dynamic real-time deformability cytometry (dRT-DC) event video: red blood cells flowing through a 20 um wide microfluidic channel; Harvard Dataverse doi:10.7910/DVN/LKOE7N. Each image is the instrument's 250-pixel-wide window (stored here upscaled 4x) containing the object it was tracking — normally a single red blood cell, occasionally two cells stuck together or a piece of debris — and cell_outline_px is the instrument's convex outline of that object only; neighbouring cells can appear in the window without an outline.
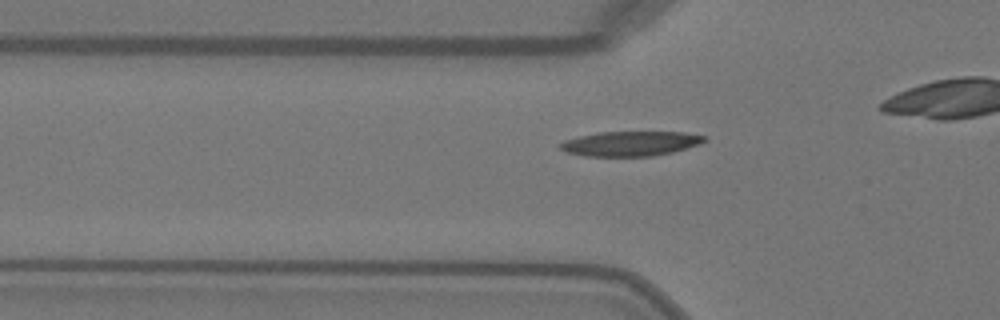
{"species": "Egyptian fruit bat (a non-hibernating species)", "species_latin": "Rousettus aegyptiacus", "temperature_condition": "warm", "stored_images_in_passage": 28, "camera_frame_rate_fps": 3000, "um_per_image_px": 0.085, "animal": {"sex": "female"}, "frame": {"image": 1, "passage_image": 4, "time_ms": 1.0, "image_size_px": [1000, 320], "cell_outline_px": [[708, 140], [672, 152], [652, 156], [588, 156], [568, 152], [560, 148], [560, 144], [564, 140], [580, 136], [600, 132], [684, 132], [708, 136]], "centroid_in_image_um": [53.61, 12.19], "position_along_channel_um": 72.2, "area_um2": 20.52}}
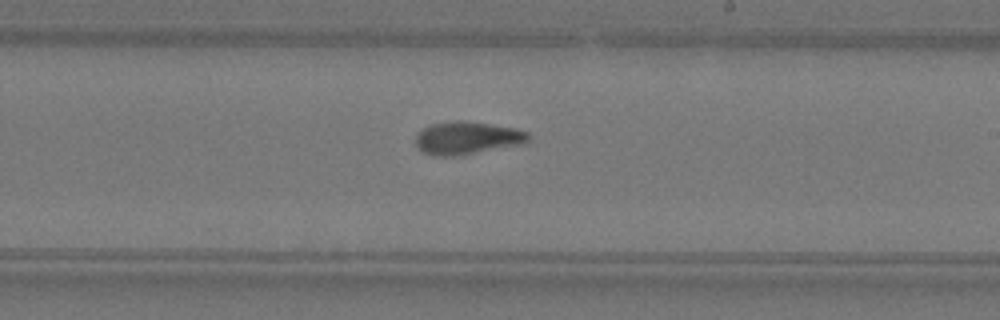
{"frame": {"image": 2, "passage_image": 17, "time_ms": 5.333, "image_size_px": [1000, 320], "cell_outline_px": [[528, 140], [520, 144], [464, 156], [432, 156], [416, 148], [416, 132], [432, 124], [452, 120], [464, 120], [516, 128], [528, 132]], "centroid_in_image_um": [39.66, 11.74], "position_along_channel_um": 249.3, "area_um2": 21.85}}
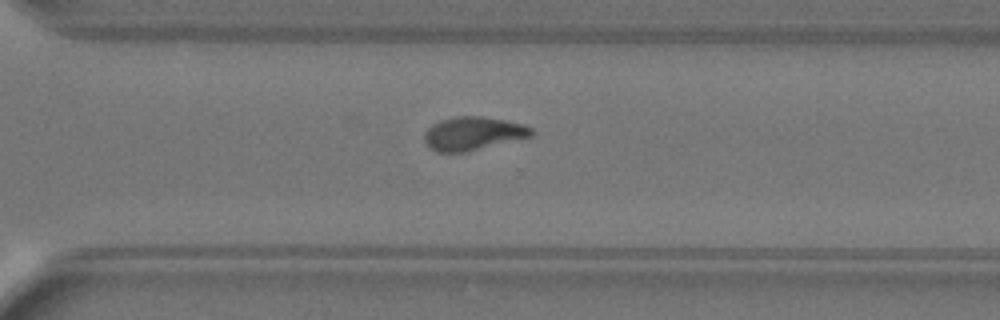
{"frame": {"image": 3, "passage_image": 23, "time_ms": 7.333, "image_size_px": [1000, 320], "cell_outline_px": [[536, 132], [532, 136], [468, 152], [436, 152], [424, 140], [424, 132], [432, 124], [440, 120], [452, 116], [480, 116], [504, 120], [524, 124], [532, 128]], "centroid_in_image_um": [40.22, 11.34], "position_along_channel_um": 330.4, "area_um2": 20.98}}